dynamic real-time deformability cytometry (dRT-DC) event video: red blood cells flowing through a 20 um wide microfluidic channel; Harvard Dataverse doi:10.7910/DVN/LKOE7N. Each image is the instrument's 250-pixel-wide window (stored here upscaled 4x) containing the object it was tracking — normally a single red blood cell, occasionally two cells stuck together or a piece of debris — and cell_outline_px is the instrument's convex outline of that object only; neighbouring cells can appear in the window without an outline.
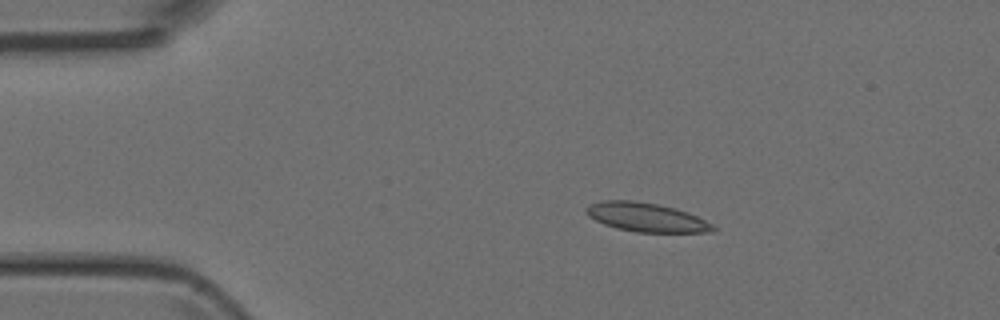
{"species": "Egyptian fruit bat (a non-hibernating species)", "species_latin": "Rousettus aegyptiacus", "temperature_condition": "room temperature", "stored_images_in_passage": 4, "camera_frame_rate_fps": 3000, "um_per_image_px": 0.085, "animal": {"sex": "female"}, "frame": {"image": 1, "passage_image": 2, "time_ms": 2.0, "image_size_px": [1000, 320], "cell_outline_px": [[716, 232], [636, 232], [616, 228], [604, 224], [588, 216], [584, 212], [584, 208], [588, 204], [600, 200], [632, 200], [656, 204], [676, 208], [688, 212], [712, 224], [716, 228]], "centroid_in_image_um": [54.89, 18.46], "position_along_channel_um": 30.1, "area_um2": 21.5}}
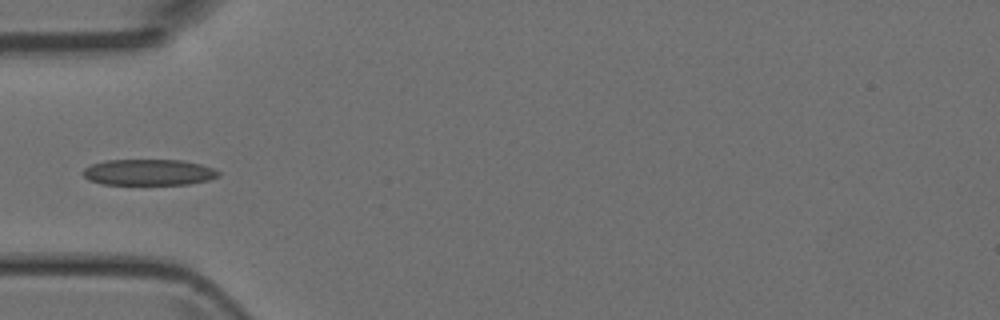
{"frame": {"image": 2, "passage_image": 4, "time_ms": 4.333, "image_size_px": [1000, 320], "cell_outline_px": [[220, 176], [208, 180], [188, 184], [100, 184], [88, 180], [80, 172], [84, 168], [92, 164], [104, 160], [184, 160], [200, 164], [212, 168], [220, 172]], "centroid_in_image_um": [12.61, 14.64], "position_along_channel_um": 72.4, "area_um2": 20.69}}